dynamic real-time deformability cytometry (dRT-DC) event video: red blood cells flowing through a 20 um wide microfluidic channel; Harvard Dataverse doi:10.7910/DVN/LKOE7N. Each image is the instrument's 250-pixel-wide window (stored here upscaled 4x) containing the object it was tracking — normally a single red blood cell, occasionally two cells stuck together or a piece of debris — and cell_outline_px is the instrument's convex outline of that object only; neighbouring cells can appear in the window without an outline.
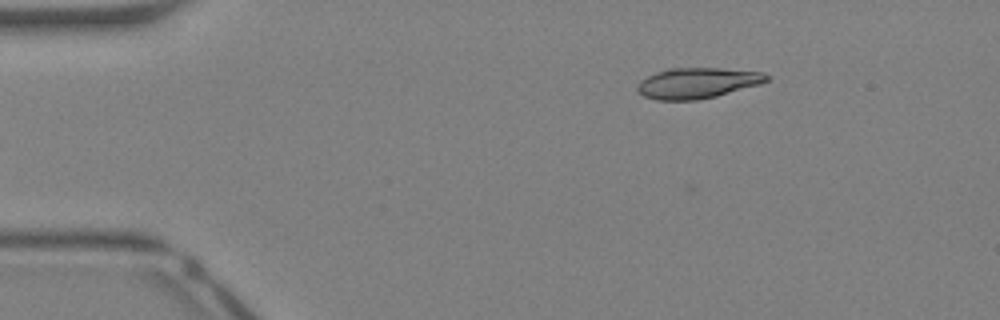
{"species": "Egyptian fruit bat (a non-hibernating species)", "species_latin": "Rousettus aegyptiacus", "temperature_condition": "warm", "stored_images_in_passage": 8, "camera_frame_rate_fps": 3000, "um_per_image_px": 0.085, "animal": {"sex": "female"}, "frame": {"image": 1, "passage_image": 1, "time_ms": 0.0, "image_size_px": [1000, 320], "cell_outline_px": [[768, 80], [760, 84], [716, 96], [696, 100], [656, 100], [644, 96], [636, 88], [636, 84], [640, 80], [656, 72], [668, 68], [720, 68], [764, 72], [768, 76]], "centroid_in_image_um": [59.25, 7.05], "position_along_channel_um": 25.7, "area_um2": 23.06}}